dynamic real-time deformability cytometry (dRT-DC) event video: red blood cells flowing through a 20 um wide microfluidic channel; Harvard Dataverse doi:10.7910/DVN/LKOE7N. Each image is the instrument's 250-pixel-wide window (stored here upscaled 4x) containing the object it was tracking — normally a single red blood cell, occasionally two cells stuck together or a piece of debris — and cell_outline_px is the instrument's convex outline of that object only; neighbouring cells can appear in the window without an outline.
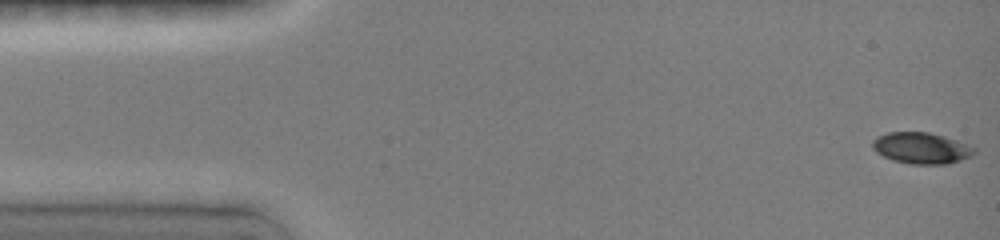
{"species": "common noctule bat (a hibernating species)", "species_latin": "Nyctalus noctula", "temperature_condition": "room temperature", "stored_images_in_passage": 50, "camera_frame_rate_fps": 3000, "um_per_image_px": 0.085, "animal": {"sex": "female", "body_mass_g": 19.0, "forearm_length_mm": 51.5}, "frame": {"image": 1, "passage_image": 1, "time_ms": 0.0, "image_size_px": [1000, 240], "cell_outline_px": [[976, 152], [972, 156], [948, 164], [912, 164], [892, 160], [876, 152], [872, 148], [872, 140], [876, 136], [888, 132], [928, 132], [944, 136], [956, 140], [976, 148]], "centroid_in_image_um": [78.3, 12.58], "position_along_channel_um": 6.7, "area_um2": 18.61}}
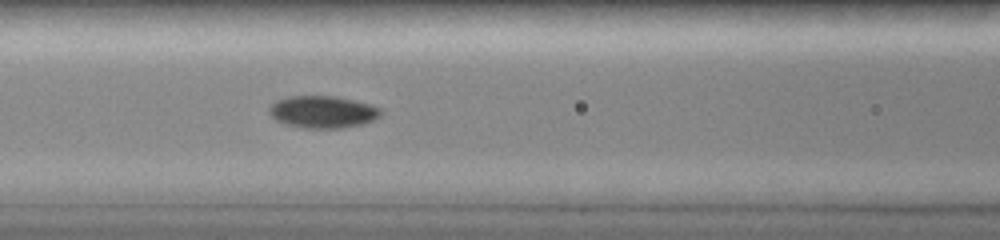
{"frame": {"image": 2, "passage_image": 21, "time_ms": 6.333, "image_size_px": [1000, 240], "cell_outline_px": [[384, 112], [380, 116], [364, 124], [340, 128], [300, 128], [276, 120], [268, 112], [268, 108], [276, 100], [288, 96], [332, 96], [352, 100], [368, 104], [380, 108]], "centroid_in_image_um": [27.42, 9.51], "position_along_channel_um": 139.2, "area_um2": 20.87}}
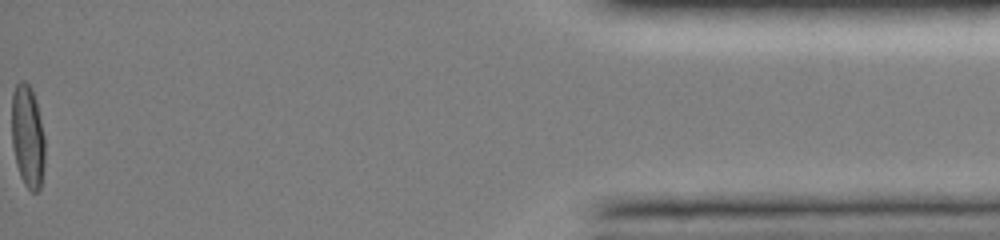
{"frame": {"image": 3, "passage_image": 50, "time_ms": 15.667, "image_size_px": [1000, 240], "cell_outline_px": [[44, 168], [40, 188], [36, 192], [32, 192], [24, 184], [20, 176], [16, 164], [12, 144], [12, 96], [16, 84], [20, 80], [24, 80], [32, 88], [36, 100], [44, 136]], "centroid_in_image_um": [2.35, 11.59], "position_along_channel_um": 432.9, "area_um2": 19.94}, "authors_computed_cell_mechanics": {"area_um2": 19.3341, "velocity_mm_per_s": 4.0574, "shape_relaxation_time_tau1_ms": 7.1705, "shape_relaxation_time_tau2_ms": 1.9837, "deformation_change_tau1": 0.2435, "deformation_change_tau2": 0.0255}}